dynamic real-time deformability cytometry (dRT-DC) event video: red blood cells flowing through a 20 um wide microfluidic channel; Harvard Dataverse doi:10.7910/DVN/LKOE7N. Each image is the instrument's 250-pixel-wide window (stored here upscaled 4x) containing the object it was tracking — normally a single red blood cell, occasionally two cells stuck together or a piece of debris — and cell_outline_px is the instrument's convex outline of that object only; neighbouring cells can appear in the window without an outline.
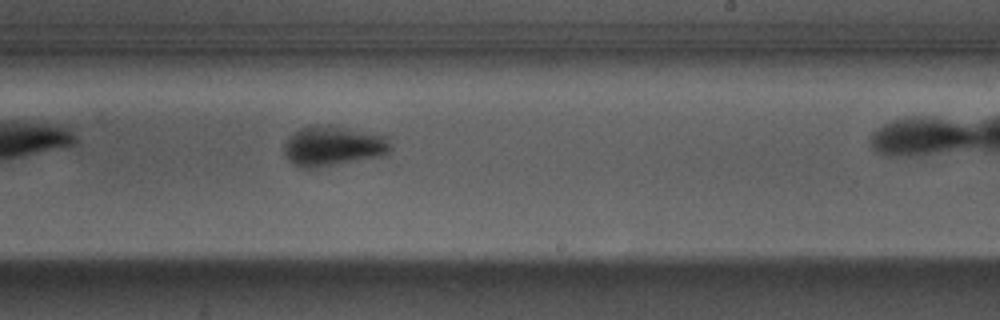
{"species": "Egyptian fruit bat (a non-hibernating species)", "species_latin": "Rousettus aegyptiacus", "temperature_condition": "warm", "stored_images_in_passage": 27, "camera_frame_rate_fps": 3000, "um_per_image_px": 0.085, "animal": {"sex": "male"}, "frame": {"image": 1, "passage_image": 16, "time_ms": 5.0, "image_size_px": [1000, 320], "cell_outline_px": [[388, 152], [380, 156], [312, 168], [300, 168], [292, 164], [288, 160], [284, 152], [284, 144], [288, 136], [300, 128], [312, 124], [332, 124], [388, 136]], "centroid_in_image_um": [28.24, 12.37], "position_along_channel_um": 260.8, "area_um2": 24.91}}